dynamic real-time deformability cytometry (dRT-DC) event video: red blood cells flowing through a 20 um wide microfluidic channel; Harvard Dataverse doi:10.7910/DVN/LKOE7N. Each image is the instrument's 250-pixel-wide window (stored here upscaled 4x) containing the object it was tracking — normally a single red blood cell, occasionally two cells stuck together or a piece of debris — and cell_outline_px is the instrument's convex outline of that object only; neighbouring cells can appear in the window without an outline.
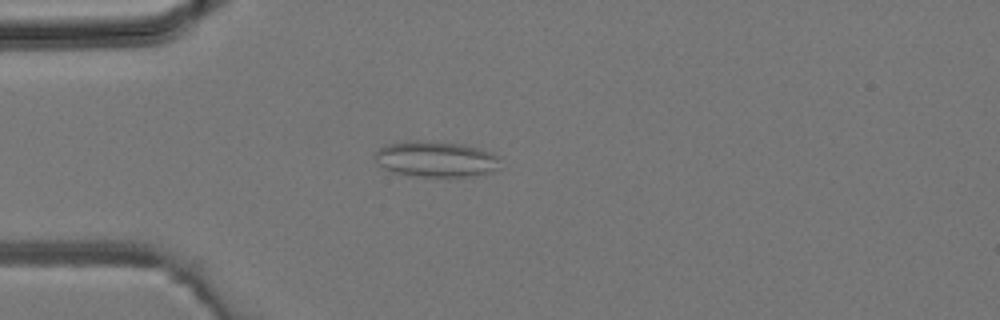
{"species": "common noctule bat (a hibernating species)", "species_latin": "Nyctalus noctula", "temperature_condition": "room temperature", "stored_images_in_passage": 38, "camera_frame_rate_fps": 3000, "um_per_image_px": 0.085, "animal": {"sex": "male", "body_mass_g": 19.2, "forearm_length_mm": 51.8}, "frame": {"image": 1, "passage_image": 8, "time_ms": 2.333, "image_size_px": [1000, 320], "cell_outline_px": [[500, 168], [492, 172], [472, 176], [408, 176], [392, 172], [384, 168], [372, 156], [376, 148], [388, 144], [412, 140], [428, 140], [464, 144], [500, 156]], "centroid_in_image_um": [37.02, 13.52], "position_along_channel_um": 48.0, "area_um2": 26.53}}
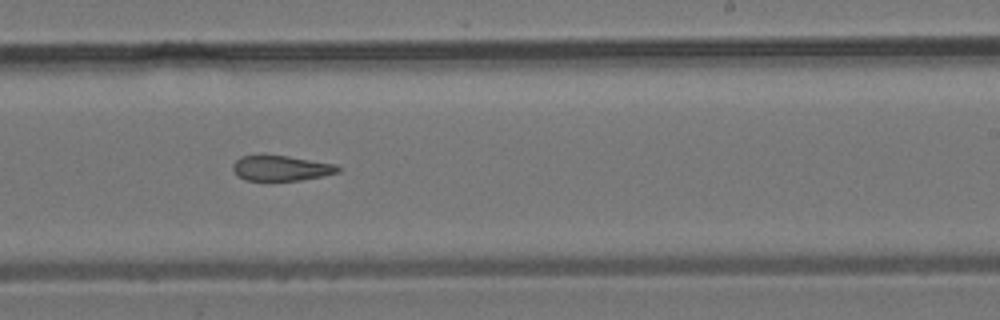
{"frame": {"image": 2, "passage_image": 22, "time_ms": 7.0, "image_size_px": [1000, 320], "cell_outline_px": [[340, 172], [324, 176], [300, 180], [244, 180], [236, 176], [232, 168], [232, 164], [240, 156], [288, 156], [336, 164], [340, 168]], "centroid_in_image_um": [23.89, 14.3], "position_along_channel_um": 265.1, "area_um2": 15.43}}
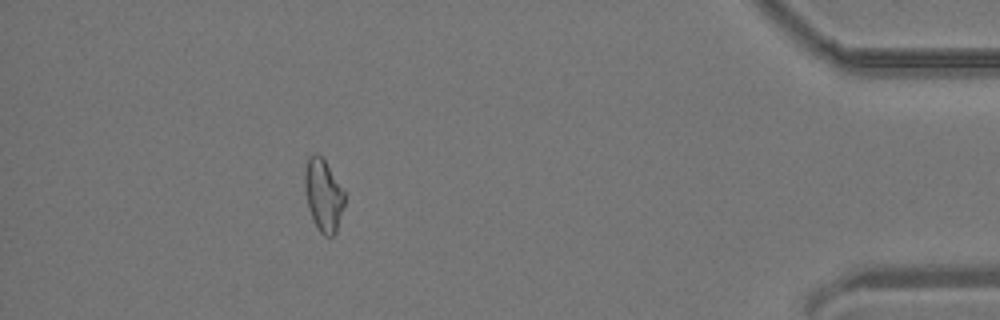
{"frame": {"image": 3, "passage_image": 34, "time_ms": 11.0, "image_size_px": [1000, 320], "cell_outline_px": [[344, 204], [336, 232], [332, 236], [324, 236], [316, 228], [312, 220], [308, 208], [304, 192], [304, 168], [308, 156], [316, 152], [324, 160], [344, 192]], "centroid_in_image_um": [27.44, 16.6], "position_along_channel_um": 407.8, "area_um2": 16.82}}